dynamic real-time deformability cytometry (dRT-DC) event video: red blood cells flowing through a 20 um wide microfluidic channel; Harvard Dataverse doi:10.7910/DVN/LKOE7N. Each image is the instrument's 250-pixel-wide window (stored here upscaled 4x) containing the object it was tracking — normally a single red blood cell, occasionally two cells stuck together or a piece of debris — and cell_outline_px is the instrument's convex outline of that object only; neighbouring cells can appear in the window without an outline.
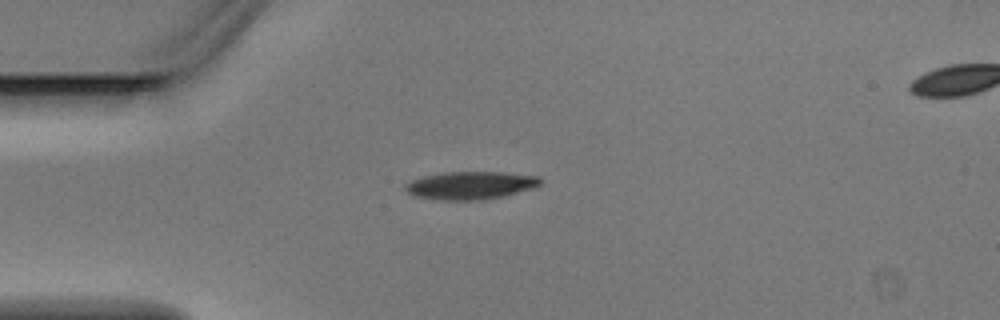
{"species": "Egyptian fruit bat (a non-hibernating species)", "species_latin": "Rousettus aegyptiacus", "temperature_condition": "warm", "stored_images_in_passage": 3, "camera_frame_rate_fps": 3000, "um_per_image_px": 0.085, "animal": {"sex": "male"}, "frame": {"image": 1, "passage_image": 2, "time_ms": 0.333, "image_size_px": [1000, 320], "cell_outline_px": [[540, 184], [532, 188], [504, 196], [480, 200], [440, 200], [416, 196], [408, 192], [404, 188], [404, 184], [412, 180], [424, 176], [444, 172], [500, 172], [540, 176]], "centroid_in_image_um": [39.98, 15.75], "position_along_channel_um": 45.0, "area_um2": 21.79}}